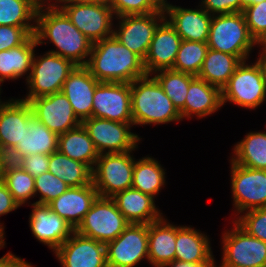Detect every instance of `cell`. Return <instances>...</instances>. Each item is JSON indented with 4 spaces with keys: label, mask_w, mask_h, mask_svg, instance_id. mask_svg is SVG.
I'll use <instances>...</instances> for the list:
<instances>
[{
    "label": "cell",
    "mask_w": 266,
    "mask_h": 267,
    "mask_svg": "<svg viewBox=\"0 0 266 267\" xmlns=\"http://www.w3.org/2000/svg\"><path fill=\"white\" fill-rule=\"evenodd\" d=\"M34 35L38 45L50 41L56 46L49 52L69 59L77 66L86 65L93 43L56 5L38 7Z\"/></svg>",
    "instance_id": "6da1fadb"
},
{
    "label": "cell",
    "mask_w": 266,
    "mask_h": 267,
    "mask_svg": "<svg viewBox=\"0 0 266 267\" xmlns=\"http://www.w3.org/2000/svg\"><path fill=\"white\" fill-rule=\"evenodd\" d=\"M85 67L99 82L132 83L146 75L144 60L114 36L92 44Z\"/></svg>",
    "instance_id": "7a4b0ae2"
},
{
    "label": "cell",
    "mask_w": 266,
    "mask_h": 267,
    "mask_svg": "<svg viewBox=\"0 0 266 267\" xmlns=\"http://www.w3.org/2000/svg\"><path fill=\"white\" fill-rule=\"evenodd\" d=\"M133 125H159L182 120L180 112L152 75L131 83Z\"/></svg>",
    "instance_id": "3957f363"
},
{
    "label": "cell",
    "mask_w": 266,
    "mask_h": 267,
    "mask_svg": "<svg viewBox=\"0 0 266 267\" xmlns=\"http://www.w3.org/2000/svg\"><path fill=\"white\" fill-rule=\"evenodd\" d=\"M207 44L210 49L247 60L255 46L243 12L213 15Z\"/></svg>",
    "instance_id": "277c9868"
},
{
    "label": "cell",
    "mask_w": 266,
    "mask_h": 267,
    "mask_svg": "<svg viewBox=\"0 0 266 267\" xmlns=\"http://www.w3.org/2000/svg\"><path fill=\"white\" fill-rule=\"evenodd\" d=\"M246 61L238 65L221 89L223 105L231 102L246 109H256L266 101V82L260 62L248 64Z\"/></svg>",
    "instance_id": "5b68a950"
},
{
    "label": "cell",
    "mask_w": 266,
    "mask_h": 267,
    "mask_svg": "<svg viewBox=\"0 0 266 267\" xmlns=\"http://www.w3.org/2000/svg\"><path fill=\"white\" fill-rule=\"evenodd\" d=\"M35 55L30 75L27 74L25 80L29 91L22 100L26 102L61 92L63 83L77 66L71 60L49 51L43 56Z\"/></svg>",
    "instance_id": "8992f818"
},
{
    "label": "cell",
    "mask_w": 266,
    "mask_h": 267,
    "mask_svg": "<svg viewBox=\"0 0 266 267\" xmlns=\"http://www.w3.org/2000/svg\"><path fill=\"white\" fill-rule=\"evenodd\" d=\"M129 224L112 198L98 196L75 231L107 244L115 240Z\"/></svg>",
    "instance_id": "52a82bcc"
},
{
    "label": "cell",
    "mask_w": 266,
    "mask_h": 267,
    "mask_svg": "<svg viewBox=\"0 0 266 267\" xmlns=\"http://www.w3.org/2000/svg\"><path fill=\"white\" fill-rule=\"evenodd\" d=\"M132 151L99 154L92 170V183L101 197H113L116 193L132 188L135 158Z\"/></svg>",
    "instance_id": "ba28073f"
},
{
    "label": "cell",
    "mask_w": 266,
    "mask_h": 267,
    "mask_svg": "<svg viewBox=\"0 0 266 267\" xmlns=\"http://www.w3.org/2000/svg\"><path fill=\"white\" fill-rule=\"evenodd\" d=\"M232 222L231 231L222 233V263L217 267H266V243Z\"/></svg>",
    "instance_id": "9c48e42d"
},
{
    "label": "cell",
    "mask_w": 266,
    "mask_h": 267,
    "mask_svg": "<svg viewBox=\"0 0 266 267\" xmlns=\"http://www.w3.org/2000/svg\"><path fill=\"white\" fill-rule=\"evenodd\" d=\"M99 154L124 153L138 148L141 138L132 133L133 123L91 117L81 122Z\"/></svg>",
    "instance_id": "30bf717a"
},
{
    "label": "cell",
    "mask_w": 266,
    "mask_h": 267,
    "mask_svg": "<svg viewBox=\"0 0 266 267\" xmlns=\"http://www.w3.org/2000/svg\"><path fill=\"white\" fill-rule=\"evenodd\" d=\"M55 5L92 43L113 36L115 15L108 3Z\"/></svg>",
    "instance_id": "8fae6325"
},
{
    "label": "cell",
    "mask_w": 266,
    "mask_h": 267,
    "mask_svg": "<svg viewBox=\"0 0 266 267\" xmlns=\"http://www.w3.org/2000/svg\"><path fill=\"white\" fill-rule=\"evenodd\" d=\"M231 189L236 216L266 207V170L241 166L230 161Z\"/></svg>",
    "instance_id": "7c38bea8"
},
{
    "label": "cell",
    "mask_w": 266,
    "mask_h": 267,
    "mask_svg": "<svg viewBox=\"0 0 266 267\" xmlns=\"http://www.w3.org/2000/svg\"><path fill=\"white\" fill-rule=\"evenodd\" d=\"M115 18L118 19L119 25L117 24L115 29H113V36L144 60L149 51L156 28L165 19L164 11L149 14L123 15Z\"/></svg>",
    "instance_id": "4fadbf2b"
},
{
    "label": "cell",
    "mask_w": 266,
    "mask_h": 267,
    "mask_svg": "<svg viewBox=\"0 0 266 267\" xmlns=\"http://www.w3.org/2000/svg\"><path fill=\"white\" fill-rule=\"evenodd\" d=\"M108 267H135L148 261V224L130 223L113 241L106 244Z\"/></svg>",
    "instance_id": "5bb4252c"
},
{
    "label": "cell",
    "mask_w": 266,
    "mask_h": 267,
    "mask_svg": "<svg viewBox=\"0 0 266 267\" xmlns=\"http://www.w3.org/2000/svg\"><path fill=\"white\" fill-rule=\"evenodd\" d=\"M92 117L133 123L131 83L100 82L93 95Z\"/></svg>",
    "instance_id": "9a60e30c"
},
{
    "label": "cell",
    "mask_w": 266,
    "mask_h": 267,
    "mask_svg": "<svg viewBox=\"0 0 266 267\" xmlns=\"http://www.w3.org/2000/svg\"><path fill=\"white\" fill-rule=\"evenodd\" d=\"M28 103L33 116L58 135L81 125L68 98L62 92L37 97Z\"/></svg>",
    "instance_id": "2e32d148"
},
{
    "label": "cell",
    "mask_w": 266,
    "mask_h": 267,
    "mask_svg": "<svg viewBox=\"0 0 266 267\" xmlns=\"http://www.w3.org/2000/svg\"><path fill=\"white\" fill-rule=\"evenodd\" d=\"M62 267H108L106 244L74 231L55 251Z\"/></svg>",
    "instance_id": "e0dca14e"
},
{
    "label": "cell",
    "mask_w": 266,
    "mask_h": 267,
    "mask_svg": "<svg viewBox=\"0 0 266 267\" xmlns=\"http://www.w3.org/2000/svg\"><path fill=\"white\" fill-rule=\"evenodd\" d=\"M163 11L165 19L176 30L182 40L208 42L213 16L201 6L197 9H188L174 6L164 0Z\"/></svg>",
    "instance_id": "ac0fdd59"
},
{
    "label": "cell",
    "mask_w": 266,
    "mask_h": 267,
    "mask_svg": "<svg viewBox=\"0 0 266 267\" xmlns=\"http://www.w3.org/2000/svg\"><path fill=\"white\" fill-rule=\"evenodd\" d=\"M32 116L30 104L22 99L11 98L0 106V151L4 156L22 141Z\"/></svg>",
    "instance_id": "d6986e66"
},
{
    "label": "cell",
    "mask_w": 266,
    "mask_h": 267,
    "mask_svg": "<svg viewBox=\"0 0 266 267\" xmlns=\"http://www.w3.org/2000/svg\"><path fill=\"white\" fill-rule=\"evenodd\" d=\"M31 206L30 230L39 242L54 252L75 230L48 205L32 203Z\"/></svg>",
    "instance_id": "ffe728a7"
},
{
    "label": "cell",
    "mask_w": 266,
    "mask_h": 267,
    "mask_svg": "<svg viewBox=\"0 0 266 267\" xmlns=\"http://www.w3.org/2000/svg\"><path fill=\"white\" fill-rule=\"evenodd\" d=\"M182 39L164 19L156 28L149 51L144 59L147 75L173 68Z\"/></svg>",
    "instance_id": "44dd1931"
},
{
    "label": "cell",
    "mask_w": 266,
    "mask_h": 267,
    "mask_svg": "<svg viewBox=\"0 0 266 267\" xmlns=\"http://www.w3.org/2000/svg\"><path fill=\"white\" fill-rule=\"evenodd\" d=\"M99 83L85 66H76L63 83L61 92L81 122L92 117L93 95Z\"/></svg>",
    "instance_id": "7402d4cb"
},
{
    "label": "cell",
    "mask_w": 266,
    "mask_h": 267,
    "mask_svg": "<svg viewBox=\"0 0 266 267\" xmlns=\"http://www.w3.org/2000/svg\"><path fill=\"white\" fill-rule=\"evenodd\" d=\"M98 196L93 183L81 187H69L48 206L75 230Z\"/></svg>",
    "instance_id": "603a6c76"
},
{
    "label": "cell",
    "mask_w": 266,
    "mask_h": 267,
    "mask_svg": "<svg viewBox=\"0 0 266 267\" xmlns=\"http://www.w3.org/2000/svg\"><path fill=\"white\" fill-rule=\"evenodd\" d=\"M27 127L22 141L5 156L6 160L16 162L23 156L38 153L50 155L58 150L59 135L49 130L35 116L30 118Z\"/></svg>",
    "instance_id": "cb8c5ba5"
},
{
    "label": "cell",
    "mask_w": 266,
    "mask_h": 267,
    "mask_svg": "<svg viewBox=\"0 0 266 267\" xmlns=\"http://www.w3.org/2000/svg\"><path fill=\"white\" fill-rule=\"evenodd\" d=\"M210 240L190 226H176L175 261L192 264H216Z\"/></svg>",
    "instance_id": "d4e9b609"
},
{
    "label": "cell",
    "mask_w": 266,
    "mask_h": 267,
    "mask_svg": "<svg viewBox=\"0 0 266 267\" xmlns=\"http://www.w3.org/2000/svg\"><path fill=\"white\" fill-rule=\"evenodd\" d=\"M222 106L221 89L196 76L189 84L185 105L179 112L182 120L191 119L194 115L200 119L213 114Z\"/></svg>",
    "instance_id": "484cf974"
},
{
    "label": "cell",
    "mask_w": 266,
    "mask_h": 267,
    "mask_svg": "<svg viewBox=\"0 0 266 267\" xmlns=\"http://www.w3.org/2000/svg\"><path fill=\"white\" fill-rule=\"evenodd\" d=\"M111 198L129 223L150 224L163 217L155 205V198L134 188L118 192Z\"/></svg>",
    "instance_id": "4316f807"
},
{
    "label": "cell",
    "mask_w": 266,
    "mask_h": 267,
    "mask_svg": "<svg viewBox=\"0 0 266 267\" xmlns=\"http://www.w3.org/2000/svg\"><path fill=\"white\" fill-rule=\"evenodd\" d=\"M164 216L148 224V262L153 267H165L175 261L176 225Z\"/></svg>",
    "instance_id": "83f0119b"
},
{
    "label": "cell",
    "mask_w": 266,
    "mask_h": 267,
    "mask_svg": "<svg viewBox=\"0 0 266 267\" xmlns=\"http://www.w3.org/2000/svg\"><path fill=\"white\" fill-rule=\"evenodd\" d=\"M37 45L35 35H31L23 44L0 51V83L30 75Z\"/></svg>",
    "instance_id": "f1b7e54d"
},
{
    "label": "cell",
    "mask_w": 266,
    "mask_h": 267,
    "mask_svg": "<svg viewBox=\"0 0 266 267\" xmlns=\"http://www.w3.org/2000/svg\"><path fill=\"white\" fill-rule=\"evenodd\" d=\"M58 151L73 160L87 164L92 170L99 157L93 141L82 124L59 135Z\"/></svg>",
    "instance_id": "f546056e"
},
{
    "label": "cell",
    "mask_w": 266,
    "mask_h": 267,
    "mask_svg": "<svg viewBox=\"0 0 266 267\" xmlns=\"http://www.w3.org/2000/svg\"><path fill=\"white\" fill-rule=\"evenodd\" d=\"M241 62L237 56L209 48L197 77L222 89Z\"/></svg>",
    "instance_id": "4dcf8cb0"
},
{
    "label": "cell",
    "mask_w": 266,
    "mask_h": 267,
    "mask_svg": "<svg viewBox=\"0 0 266 267\" xmlns=\"http://www.w3.org/2000/svg\"><path fill=\"white\" fill-rule=\"evenodd\" d=\"M231 161L251 169L266 170V132H249L233 148Z\"/></svg>",
    "instance_id": "1f68e13d"
},
{
    "label": "cell",
    "mask_w": 266,
    "mask_h": 267,
    "mask_svg": "<svg viewBox=\"0 0 266 267\" xmlns=\"http://www.w3.org/2000/svg\"><path fill=\"white\" fill-rule=\"evenodd\" d=\"M48 171L69 187H81L92 183V169L87 164L73 160L58 150L49 155Z\"/></svg>",
    "instance_id": "d6a6232c"
},
{
    "label": "cell",
    "mask_w": 266,
    "mask_h": 267,
    "mask_svg": "<svg viewBox=\"0 0 266 267\" xmlns=\"http://www.w3.org/2000/svg\"><path fill=\"white\" fill-rule=\"evenodd\" d=\"M165 173L161 164L153 157L146 156L135 160L132 188L155 198L166 185Z\"/></svg>",
    "instance_id": "836d02e7"
},
{
    "label": "cell",
    "mask_w": 266,
    "mask_h": 267,
    "mask_svg": "<svg viewBox=\"0 0 266 267\" xmlns=\"http://www.w3.org/2000/svg\"><path fill=\"white\" fill-rule=\"evenodd\" d=\"M0 179L6 184L13 199L20 205L35 197L34 177L17 163L4 160L0 166Z\"/></svg>",
    "instance_id": "e575fe53"
},
{
    "label": "cell",
    "mask_w": 266,
    "mask_h": 267,
    "mask_svg": "<svg viewBox=\"0 0 266 267\" xmlns=\"http://www.w3.org/2000/svg\"><path fill=\"white\" fill-rule=\"evenodd\" d=\"M37 10L31 0H0V26L36 27Z\"/></svg>",
    "instance_id": "d590c367"
},
{
    "label": "cell",
    "mask_w": 266,
    "mask_h": 267,
    "mask_svg": "<svg viewBox=\"0 0 266 267\" xmlns=\"http://www.w3.org/2000/svg\"><path fill=\"white\" fill-rule=\"evenodd\" d=\"M154 74L152 76L155 77L173 105L180 111L185 105L189 84L196 76L172 69L157 71Z\"/></svg>",
    "instance_id": "8d00e7d4"
},
{
    "label": "cell",
    "mask_w": 266,
    "mask_h": 267,
    "mask_svg": "<svg viewBox=\"0 0 266 267\" xmlns=\"http://www.w3.org/2000/svg\"><path fill=\"white\" fill-rule=\"evenodd\" d=\"M208 49L207 43L182 40L172 70L198 76Z\"/></svg>",
    "instance_id": "74e56055"
},
{
    "label": "cell",
    "mask_w": 266,
    "mask_h": 267,
    "mask_svg": "<svg viewBox=\"0 0 266 267\" xmlns=\"http://www.w3.org/2000/svg\"><path fill=\"white\" fill-rule=\"evenodd\" d=\"M34 185L35 196L38 195L39 197V200L34 203L42 205H48L69 188L64 181L49 171L44 172L40 176L34 178Z\"/></svg>",
    "instance_id": "f35d334b"
},
{
    "label": "cell",
    "mask_w": 266,
    "mask_h": 267,
    "mask_svg": "<svg viewBox=\"0 0 266 267\" xmlns=\"http://www.w3.org/2000/svg\"><path fill=\"white\" fill-rule=\"evenodd\" d=\"M164 0H107L115 17L163 11Z\"/></svg>",
    "instance_id": "ab89813d"
},
{
    "label": "cell",
    "mask_w": 266,
    "mask_h": 267,
    "mask_svg": "<svg viewBox=\"0 0 266 267\" xmlns=\"http://www.w3.org/2000/svg\"><path fill=\"white\" fill-rule=\"evenodd\" d=\"M234 222L248 235L266 243V207L243 212Z\"/></svg>",
    "instance_id": "60d3db41"
},
{
    "label": "cell",
    "mask_w": 266,
    "mask_h": 267,
    "mask_svg": "<svg viewBox=\"0 0 266 267\" xmlns=\"http://www.w3.org/2000/svg\"><path fill=\"white\" fill-rule=\"evenodd\" d=\"M35 28L0 26V51L9 50L23 44L31 35H34Z\"/></svg>",
    "instance_id": "b9f144b4"
},
{
    "label": "cell",
    "mask_w": 266,
    "mask_h": 267,
    "mask_svg": "<svg viewBox=\"0 0 266 267\" xmlns=\"http://www.w3.org/2000/svg\"><path fill=\"white\" fill-rule=\"evenodd\" d=\"M243 14L249 33L253 38L266 30V0L245 7Z\"/></svg>",
    "instance_id": "7bdbcfd3"
},
{
    "label": "cell",
    "mask_w": 266,
    "mask_h": 267,
    "mask_svg": "<svg viewBox=\"0 0 266 267\" xmlns=\"http://www.w3.org/2000/svg\"><path fill=\"white\" fill-rule=\"evenodd\" d=\"M17 163L21 168L27 171L34 178L40 176L44 172H48L49 155L47 154H32L19 158Z\"/></svg>",
    "instance_id": "ee69618b"
},
{
    "label": "cell",
    "mask_w": 266,
    "mask_h": 267,
    "mask_svg": "<svg viewBox=\"0 0 266 267\" xmlns=\"http://www.w3.org/2000/svg\"><path fill=\"white\" fill-rule=\"evenodd\" d=\"M199 6L212 16L243 12L241 0H201Z\"/></svg>",
    "instance_id": "f6af8a7d"
},
{
    "label": "cell",
    "mask_w": 266,
    "mask_h": 267,
    "mask_svg": "<svg viewBox=\"0 0 266 267\" xmlns=\"http://www.w3.org/2000/svg\"><path fill=\"white\" fill-rule=\"evenodd\" d=\"M20 205L13 199L6 184L0 179V217L18 209ZM0 232L4 234V226L0 223Z\"/></svg>",
    "instance_id": "bcb514c9"
},
{
    "label": "cell",
    "mask_w": 266,
    "mask_h": 267,
    "mask_svg": "<svg viewBox=\"0 0 266 267\" xmlns=\"http://www.w3.org/2000/svg\"><path fill=\"white\" fill-rule=\"evenodd\" d=\"M0 267H33L31 263L26 262L24 259L12 254L6 253L0 258Z\"/></svg>",
    "instance_id": "7dc6e473"
},
{
    "label": "cell",
    "mask_w": 266,
    "mask_h": 267,
    "mask_svg": "<svg viewBox=\"0 0 266 267\" xmlns=\"http://www.w3.org/2000/svg\"><path fill=\"white\" fill-rule=\"evenodd\" d=\"M259 45V57H266V30H264L263 32H261L259 35H257L254 38V46ZM262 47V48H261Z\"/></svg>",
    "instance_id": "c3c4849f"
},
{
    "label": "cell",
    "mask_w": 266,
    "mask_h": 267,
    "mask_svg": "<svg viewBox=\"0 0 266 267\" xmlns=\"http://www.w3.org/2000/svg\"><path fill=\"white\" fill-rule=\"evenodd\" d=\"M165 267H217L216 264H192L181 261H173Z\"/></svg>",
    "instance_id": "681fc988"
},
{
    "label": "cell",
    "mask_w": 266,
    "mask_h": 267,
    "mask_svg": "<svg viewBox=\"0 0 266 267\" xmlns=\"http://www.w3.org/2000/svg\"><path fill=\"white\" fill-rule=\"evenodd\" d=\"M107 3V0H56L55 4H90Z\"/></svg>",
    "instance_id": "f907efd6"
},
{
    "label": "cell",
    "mask_w": 266,
    "mask_h": 267,
    "mask_svg": "<svg viewBox=\"0 0 266 267\" xmlns=\"http://www.w3.org/2000/svg\"><path fill=\"white\" fill-rule=\"evenodd\" d=\"M31 1L35 3L38 7L51 6V5H55L56 3V0H52V1H55L53 3H50L52 2L51 0H49L50 2H48V0H31Z\"/></svg>",
    "instance_id": "816d5d0a"
},
{
    "label": "cell",
    "mask_w": 266,
    "mask_h": 267,
    "mask_svg": "<svg viewBox=\"0 0 266 267\" xmlns=\"http://www.w3.org/2000/svg\"><path fill=\"white\" fill-rule=\"evenodd\" d=\"M262 1H264V0H241V2L243 4V10L247 6L254 5V4L260 3Z\"/></svg>",
    "instance_id": "f5cc1de1"
},
{
    "label": "cell",
    "mask_w": 266,
    "mask_h": 267,
    "mask_svg": "<svg viewBox=\"0 0 266 267\" xmlns=\"http://www.w3.org/2000/svg\"><path fill=\"white\" fill-rule=\"evenodd\" d=\"M257 60L260 62V65L263 69L264 78H265V82H266V57H259V58H257Z\"/></svg>",
    "instance_id": "db71d44e"
},
{
    "label": "cell",
    "mask_w": 266,
    "mask_h": 267,
    "mask_svg": "<svg viewBox=\"0 0 266 267\" xmlns=\"http://www.w3.org/2000/svg\"><path fill=\"white\" fill-rule=\"evenodd\" d=\"M5 236L0 232V249L4 248L5 246Z\"/></svg>",
    "instance_id": "11a10c76"
},
{
    "label": "cell",
    "mask_w": 266,
    "mask_h": 267,
    "mask_svg": "<svg viewBox=\"0 0 266 267\" xmlns=\"http://www.w3.org/2000/svg\"><path fill=\"white\" fill-rule=\"evenodd\" d=\"M4 160H5V156L0 151V166L2 165V163L4 162Z\"/></svg>",
    "instance_id": "9f6ffc18"
},
{
    "label": "cell",
    "mask_w": 266,
    "mask_h": 267,
    "mask_svg": "<svg viewBox=\"0 0 266 267\" xmlns=\"http://www.w3.org/2000/svg\"><path fill=\"white\" fill-rule=\"evenodd\" d=\"M0 86H1V83H0ZM1 87H0V91H1ZM1 93V92H0ZM1 95V94H0ZM4 102L0 99V106L3 104Z\"/></svg>",
    "instance_id": "6f0895ef"
}]
</instances>
